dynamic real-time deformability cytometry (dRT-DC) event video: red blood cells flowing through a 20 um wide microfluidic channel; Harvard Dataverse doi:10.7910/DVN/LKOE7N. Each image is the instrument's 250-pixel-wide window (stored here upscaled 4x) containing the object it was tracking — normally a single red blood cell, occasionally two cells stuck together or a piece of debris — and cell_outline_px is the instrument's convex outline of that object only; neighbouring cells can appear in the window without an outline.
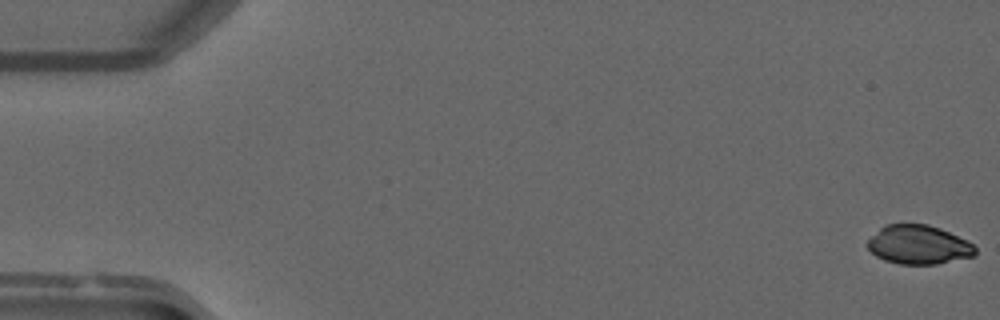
{"species": "common noctule bat (a hibernating species)", "species_latin": "Nyctalus noctula", "temperature_condition": "warm", "stored_images_in_passage": 13, "camera_frame_rate_fps": 3000, "um_per_image_px": 0.085, "animal": {"sex": "male", "forearm_length_mm": 52.5}, "frame": {"image": 1, "passage_image": 1, "time_ms": 0.0, "image_size_px": [1000, 320], "cell_outline_px": [[976, 256], [936, 264], [900, 264], [884, 260], [876, 256], [864, 244], [884, 224], [928, 224], [940, 228], [968, 240], [976, 248]], "centroid_in_image_um": [78.09, 20.8], "position_along_channel_um": 6.9, "area_um2": 24.62}}